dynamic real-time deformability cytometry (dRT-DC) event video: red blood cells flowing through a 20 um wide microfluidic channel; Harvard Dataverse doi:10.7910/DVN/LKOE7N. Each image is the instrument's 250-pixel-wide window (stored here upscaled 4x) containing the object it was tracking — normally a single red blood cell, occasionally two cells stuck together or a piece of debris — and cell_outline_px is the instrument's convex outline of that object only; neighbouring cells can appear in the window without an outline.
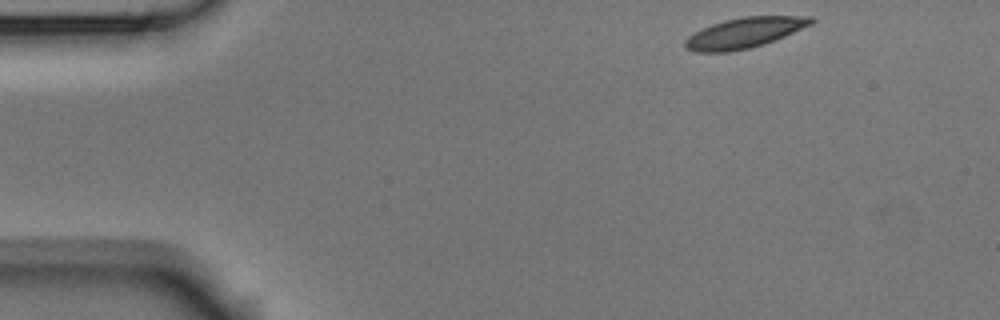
{"species": "Egyptian fruit bat (a non-hibernating species)", "species_latin": "Rousettus aegyptiacus", "temperature_condition": "room temperature", "stored_images_in_passage": 5, "camera_frame_rate_fps": 3000, "um_per_image_px": 0.085, "animal": {"sex": "male"}, "frame": {"image": 1, "passage_image": 1, "time_ms": 0.0, "image_size_px": [1000, 320], "cell_outline_px": [[816, 20], [812, 24], [784, 36], [764, 44], [748, 48], [728, 52], [696, 52], [684, 48], [684, 40], [688, 36], [712, 24], [724, 20], [744, 16], [812, 16]], "centroid_in_image_um": [63.27, 2.79], "position_along_channel_um": 21.7, "area_um2": 22.2}}
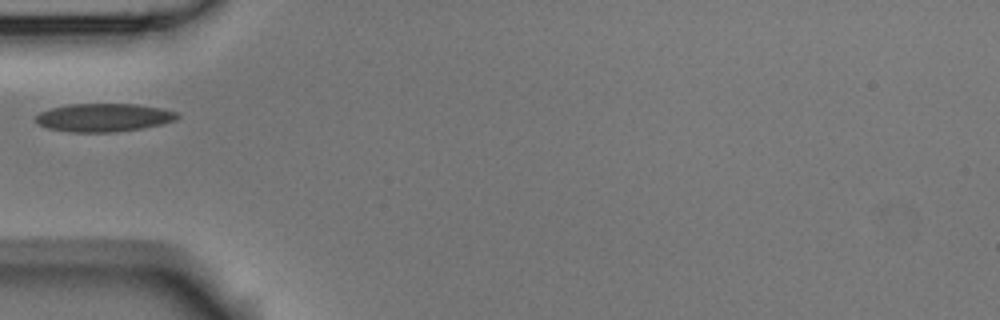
{"frame": {"image": 2, "passage_image": 4, "time_ms": 1.0, "image_size_px": [1000, 320], "cell_outline_px": [[180, 116], [176, 120], [160, 124], [140, 128], [116, 132], [68, 132], [48, 128], [36, 124], [36, 116], [40, 112], [52, 108], [68, 104], [136, 104], [160, 108], [176, 112]], "centroid_in_image_um": [8.79, 9.99], "position_along_channel_um": 76.2, "area_um2": 23.18}}
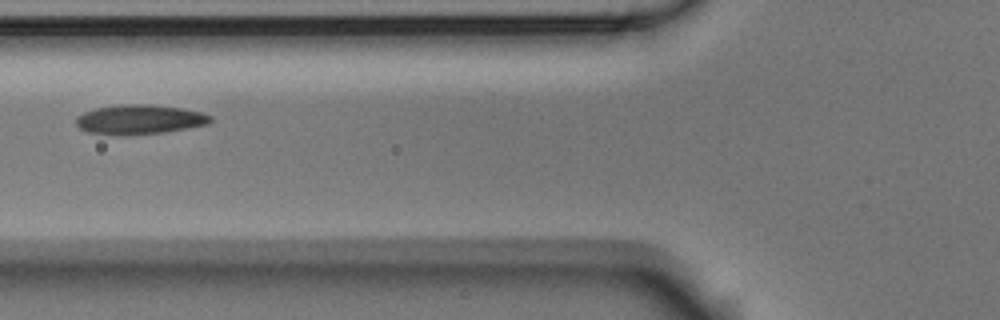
{"frame": {"image": 3, "passage_image": 5, "time_ms": 1.333, "image_size_px": [1000, 320], "cell_outline_px": [[212, 120], [208, 124], [160, 132], [128, 136], [88, 132], [80, 128], [76, 124], [76, 116], [84, 112], [96, 108], [120, 104], [148, 104], [180, 108], [200, 112], [212, 116]], "centroid_in_image_um": [11.82, 10.15], "position_along_channel_um": 114.0, "area_um2": 22.95}}